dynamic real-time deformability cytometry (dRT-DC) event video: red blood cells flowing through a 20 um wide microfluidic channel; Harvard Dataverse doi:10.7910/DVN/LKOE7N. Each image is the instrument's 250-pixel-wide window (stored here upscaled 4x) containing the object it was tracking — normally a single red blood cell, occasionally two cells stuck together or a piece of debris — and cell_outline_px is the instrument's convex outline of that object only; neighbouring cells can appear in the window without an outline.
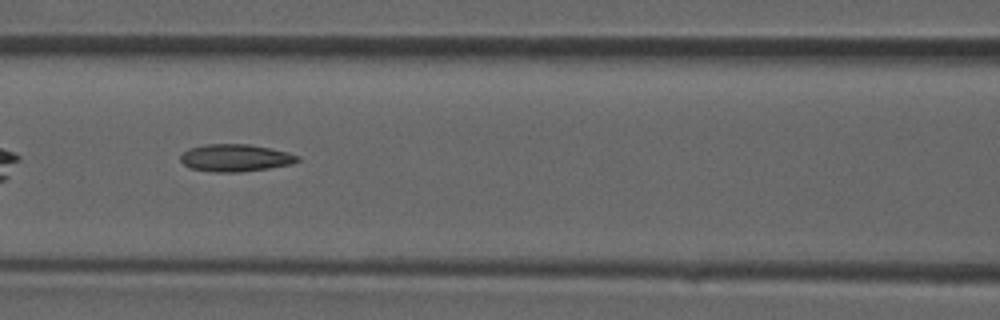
{"species": "common noctule bat (a hibernating species)", "species_latin": "Nyctalus noctula", "temperature_condition": "room temperature", "stored_images_in_passage": 34, "camera_frame_rate_fps": 3000, "um_per_image_px": 0.085, "animal": {"sex": "male", "forearm_length_mm": 52.5}, "frame": {"image": 1, "passage_image": 15, "time_ms": 4.667, "image_size_px": [1000, 320], "cell_outline_px": [[300, 160], [292, 164], [268, 168], [240, 172], [212, 172], [188, 168], [180, 160], [180, 156], [188, 148], [204, 144], [248, 144], [272, 148], [288, 152], [300, 156]], "centroid_in_image_um": [20.0, 13.41], "position_along_channel_um": 146.6, "area_um2": 18.84}}
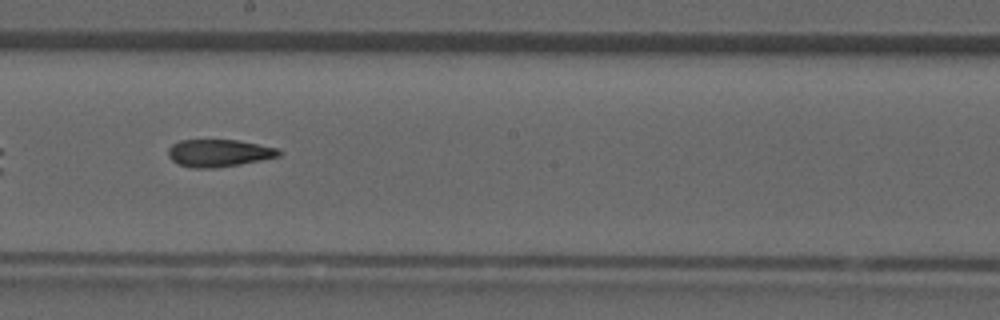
{"frame": {"image": 2, "passage_image": 20, "time_ms": 6.333, "image_size_px": [1000, 320], "cell_outline_px": [[284, 152], [280, 156], [240, 164], [212, 168], [192, 168], [176, 164], [168, 156], [168, 148], [172, 144], [180, 140], [236, 140], [280, 148]], "centroid_in_image_um": [18.61, 13.01], "position_along_channel_um": 229.6, "area_um2": 17.8}}